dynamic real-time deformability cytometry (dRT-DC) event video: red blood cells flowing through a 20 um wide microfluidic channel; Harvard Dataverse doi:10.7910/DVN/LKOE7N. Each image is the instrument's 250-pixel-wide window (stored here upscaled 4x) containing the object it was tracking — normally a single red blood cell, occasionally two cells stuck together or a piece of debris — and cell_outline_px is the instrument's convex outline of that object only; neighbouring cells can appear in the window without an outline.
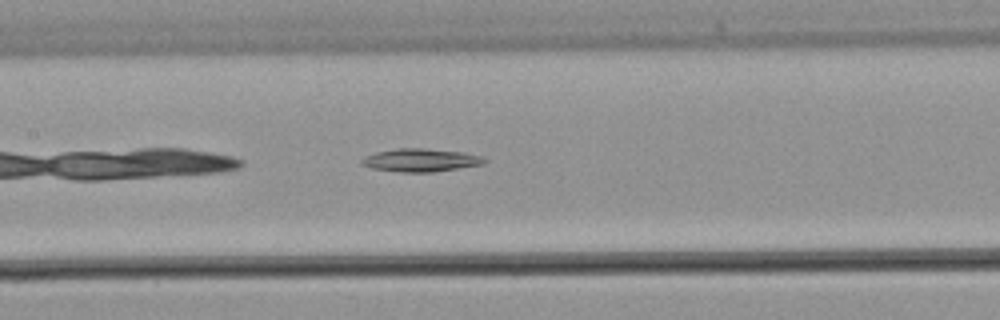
{"species": "common noctule bat (a hibernating species)", "species_latin": "Nyctalus noctula", "temperature_condition": "warm", "stored_images_in_passage": 28, "camera_frame_rate_fps": 3000, "um_per_image_px": 0.085, "animal": {"sex": "male", "body_mass_g": 21.5, "forearm_length_mm": 52.0}, "frame": {"image": 1, "passage_image": 9, "time_ms": 2.667, "image_size_px": [1000, 320], "cell_outline_px": [[488, 160], [484, 164], [432, 172], [400, 172], [372, 168], [360, 164], [360, 160], [376, 152], [396, 148], [424, 148], [460, 152], [480, 156]], "centroid_in_image_um": [35.74, 13.61], "position_along_channel_um": 171.7, "area_um2": 16.3}}
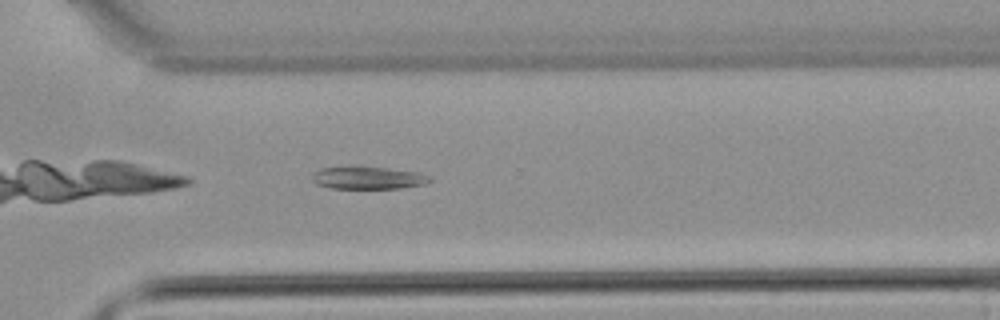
{"frame": {"image": 2, "passage_image": 20, "time_ms": 6.333, "image_size_px": [1000, 320], "cell_outline_px": [[432, 180], [424, 184], [400, 188], [332, 188], [316, 184], [312, 180], [312, 176], [320, 168], [352, 164], [388, 168], [420, 172], [432, 176]], "centroid_in_image_um": [31.28, 15.07], "position_along_channel_um": 339.3, "area_um2": 16.01}}